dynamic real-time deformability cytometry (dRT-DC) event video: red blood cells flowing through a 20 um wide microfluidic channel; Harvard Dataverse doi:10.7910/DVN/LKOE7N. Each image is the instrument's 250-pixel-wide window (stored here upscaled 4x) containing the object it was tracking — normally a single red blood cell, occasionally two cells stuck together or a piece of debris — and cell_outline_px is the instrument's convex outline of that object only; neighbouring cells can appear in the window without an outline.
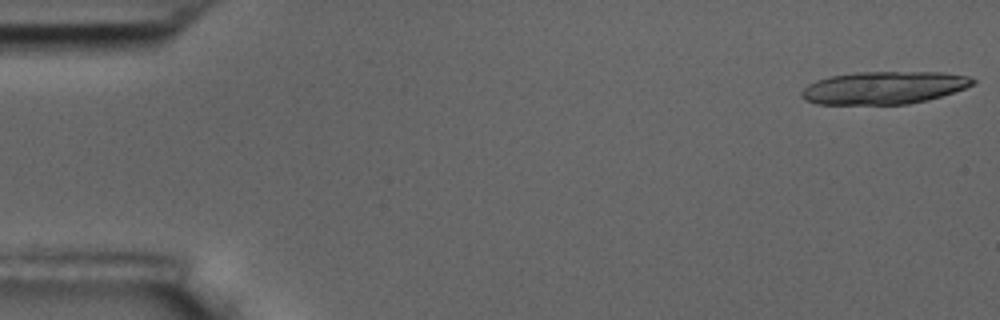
{"species": "common noctule bat (a hibernating species)", "species_latin": "Nyctalus noctula", "temperature_condition": "room temperature", "stored_images_in_passage": 19, "camera_frame_rate_fps": 3000, "um_per_image_px": 0.085, "animal": {"sex": "male", "body_mass_g": 17.5, "forearm_length_mm": 52.3}, "frame": {"image": 1, "passage_image": 1, "time_ms": 0.0, "image_size_px": [1000, 320], "cell_outline_px": [[976, 80], [972, 84], [964, 88], [928, 100], [908, 104], [816, 104], [804, 100], [800, 96], [800, 92], [808, 84], [816, 80], [832, 76], [856, 72], [944, 72], [968, 76]], "centroid_in_image_um": [75.09, 7.46], "position_along_channel_um": 9.9, "area_um2": 32.54}}